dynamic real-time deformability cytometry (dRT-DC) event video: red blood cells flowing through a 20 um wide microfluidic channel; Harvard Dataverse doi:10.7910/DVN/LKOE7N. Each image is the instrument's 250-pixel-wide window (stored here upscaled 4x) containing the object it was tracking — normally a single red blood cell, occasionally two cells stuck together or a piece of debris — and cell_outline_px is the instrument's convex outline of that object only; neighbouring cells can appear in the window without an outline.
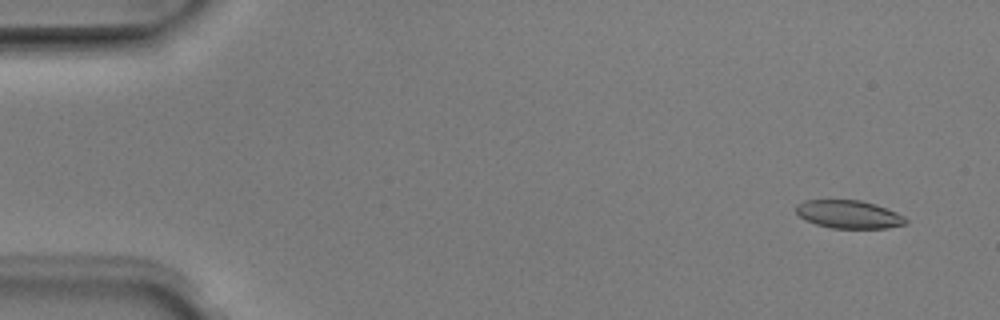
{"species": "Egyptian fruit bat (a non-hibernating species)", "species_latin": "Rousettus aegyptiacus", "temperature_condition": "room temperature", "stored_images_in_passage": 52, "camera_frame_rate_fps": 3000, "um_per_image_px": 0.085, "animal": {"sex": "male"}, "frame": {"image": 1, "passage_image": 4, "time_ms": 1.0, "image_size_px": [1000, 320], "cell_outline_px": [[908, 224], [888, 228], [832, 228], [816, 224], [804, 220], [796, 212], [796, 204], [804, 200], [860, 200], [876, 204], [896, 212], [904, 216], [908, 220]], "centroid_in_image_um": [72.16, 18.22], "position_along_channel_um": 12.8, "area_um2": 18.09}}
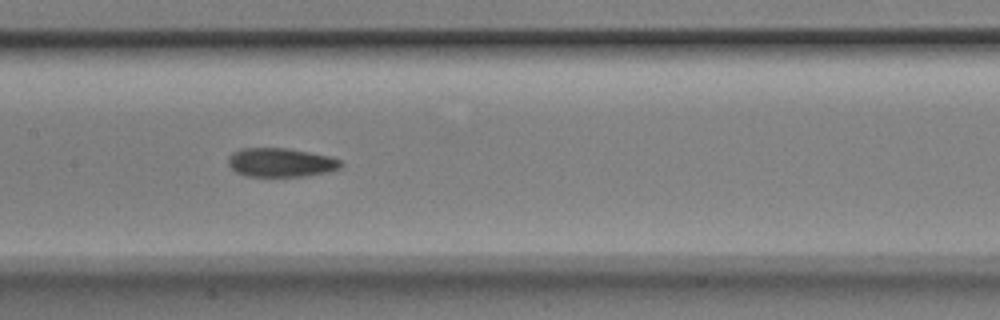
{"frame": {"image": 2, "passage_image": 26, "time_ms": 8.333, "image_size_px": [1000, 320], "cell_outline_px": [[344, 164], [340, 168], [332, 172], [304, 176], [244, 176], [236, 172], [228, 164], [228, 156], [232, 152], [240, 148], [288, 148], [332, 156], [340, 160]], "centroid_in_image_um": [23.9, 13.81], "position_along_channel_um": 183.5, "area_um2": 19.31}}
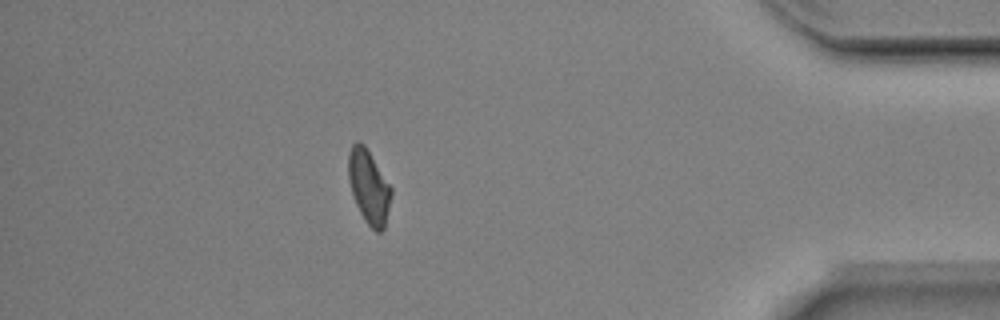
{"frame": {"image": 3, "passage_image": 46, "time_ms": 15.0, "image_size_px": [1000, 320], "cell_outline_px": [[392, 192], [384, 228], [380, 232], [376, 232], [364, 220], [356, 204], [348, 180], [348, 152], [352, 144], [356, 140], [360, 140], [364, 144], [392, 188]], "centroid_in_image_um": [31.33, 15.84], "position_along_channel_um": 403.9, "area_um2": 18.32}, "authors_computed_cell_mechanics": {"area_um2": 18.785, "velocity_mm_per_s": 3.9572, "shape_relaxation_time_tau1_ms": 6.8858, "shape_relaxation_time_tau2_ms": 5.5654, "deformation_change_tau1": 0.1505, "deformation_change_tau2": 0.1177}}